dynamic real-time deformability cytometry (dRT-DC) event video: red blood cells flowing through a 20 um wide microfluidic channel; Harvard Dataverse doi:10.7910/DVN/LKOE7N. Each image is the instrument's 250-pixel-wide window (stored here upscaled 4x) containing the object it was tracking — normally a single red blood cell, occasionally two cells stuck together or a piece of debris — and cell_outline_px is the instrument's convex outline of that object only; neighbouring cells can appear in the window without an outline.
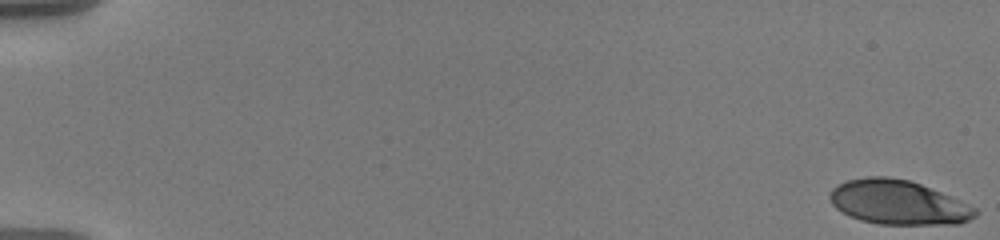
{"species": "human", "species_latin": "Homo sapiens", "temperature_condition": "warm", "stored_images_in_passage": 58, "camera_frame_rate_fps": 3000, "um_per_image_px": 0.085, "donor": {"sex": "male"}, "frame": {"image": 1, "passage_image": 1, "time_ms": 0.0, "image_size_px": [1000, 240], "cell_outline_px": [[980, 212], [976, 216], [960, 224], [880, 224], [860, 220], [848, 216], [836, 208], [832, 204], [828, 196], [832, 188], [848, 180], [868, 176], [888, 176], [908, 180], [920, 184], [952, 196], [976, 208]], "centroid_in_image_um": [76.35, 17.21], "position_along_channel_um": 8.6, "area_um2": 37.69}}
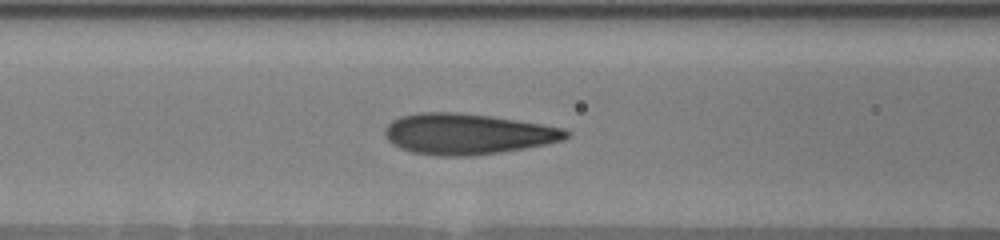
{"frame": {"image": 2, "passage_image": 26, "time_ms": 8.333, "image_size_px": [1000, 240], "cell_outline_px": [[572, 132], [568, 136], [560, 140], [544, 144], [524, 148], [500, 152], [468, 156], [444, 156], [412, 152], [400, 148], [392, 144], [384, 136], [384, 128], [392, 120], [400, 116], [416, 112], [456, 112], [492, 116], [544, 124], [564, 128]], "centroid_in_image_um": [39.7, 11.37], "position_along_channel_um": 126.9, "area_um2": 43.18}}
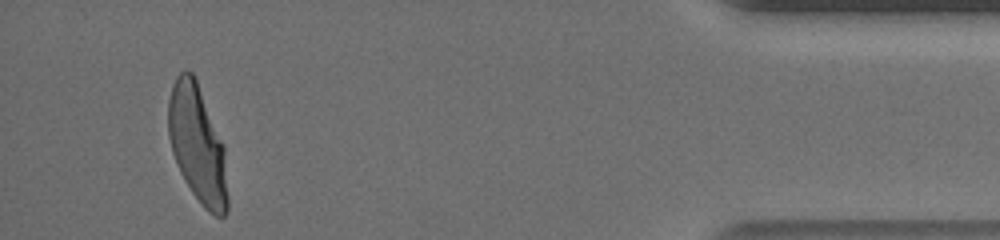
{"frame": {"image": 3, "passage_image": 55, "time_ms": 18.0, "image_size_px": [1000, 240], "cell_outline_px": [[228, 212], [224, 216], [216, 216], [208, 212], [204, 208], [192, 192], [180, 172], [172, 152], [168, 136], [168, 100], [172, 84], [176, 76], [184, 68], [192, 72], [196, 80], [224, 144], [228, 196]], "centroid_in_image_um": [16.78, 12.26], "position_along_channel_um": 418.4, "area_um2": 40.81}, "authors_computed_cell_mechanics": {"area_um2": 40.6912, "velocity_mm_per_s": 3.5905, "shape_relaxation_time_tau1_ms": 4.1068, "shape_relaxation_time_tau2_ms": null, "deformation_change_tau1": 0.2096, "deformation_change_tau2": null}}